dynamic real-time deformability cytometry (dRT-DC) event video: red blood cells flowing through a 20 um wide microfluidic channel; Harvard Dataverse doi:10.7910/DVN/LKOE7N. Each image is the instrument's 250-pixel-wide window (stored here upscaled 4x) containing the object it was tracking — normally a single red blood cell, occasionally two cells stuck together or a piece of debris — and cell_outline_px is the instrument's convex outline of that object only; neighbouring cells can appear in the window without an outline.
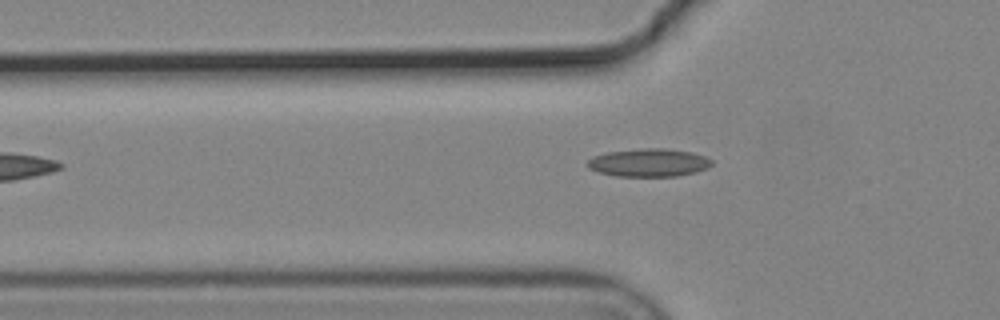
{"species": "common noctule bat (a hibernating species)", "species_latin": "Nyctalus noctula", "temperature_condition": "cold", "stored_images_in_passage": 3, "camera_frame_rate_fps": 3000, "um_per_image_px": 0.085, "animal": {"sex": "male", "body_mass_g": 19.2, "forearm_length_mm": 51.8}, "frame": {"image": 1, "passage_image": 3, "time_ms": 0.667, "image_size_px": [1000, 320], "cell_outline_px": [[712, 164], [708, 168], [696, 172], [676, 176], [616, 176], [600, 172], [588, 168], [588, 160], [592, 156], [608, 152], [640, 148], [668, 148], [692, 152], [704, 156], [712, 160]], "centroid_in_image_um": [55.17, 13.81], "position_along_channel_um": 70.6, "area_um2": 20.35}}